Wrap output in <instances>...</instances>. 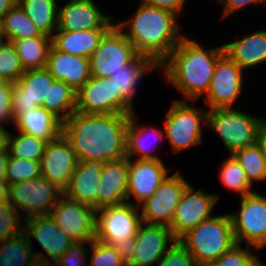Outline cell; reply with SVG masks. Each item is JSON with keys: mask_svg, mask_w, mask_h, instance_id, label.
<instances>
[{"mask_svg": "<svg viewBox=\"0 0 266 266\" xmlns=\"http://www.w3.org/2000/svg\"><path fill=\"white\" fill-rule=\"evenodd\" d=\"M174 99L163 121L165 139L173 153L194 148L203 142L202 127L207 126L208 110Z\"/></svg>", "mask_w": 266, "mask_h": 266, "instance_id": "5b68a950", "label": "cell"}, {"mask_svg": "<svg viewBox=\"0 0 266 266\" xmlns=\"http://www.w3.org/2000/svg\"><path fill=\"white\" fill-rule=\"evenodd\" d=\"M78 160L70 143L61 134L47 142L40 160L41 176L62 192L66 189Z\"/></svg>", "mask_w": 266, "mask_h": 266, "instance_id": "d6986e66", "label": "cell"}, {"mask_svg": "<svg viewBox=\"0 0 266 266\" xmlns=\"http://www.w3.org/2000/svg\"><path fill=\"white\" fill-rule=\"evenodd\" d=\"M103 163L98 160L78 161L63 194L97 210V191Z\"/></svg>", "mask_w": 266, "mask_h": 266, "instance_id": "cb8c5ba5", "label": "cell"}, {"mask_svg": "<svg viewBox=\"0 0 266 266\" xmlns=\"http://www.w3.org/2000/svg\"><path fill=\"white\" fill-rule=\"evenodd\" d=\"M110 245L119 253L126 264H128L132 260L135 252L134 238L115 240Z\"/></svg>", "mask_w": 266, "mask_h": 266, "instance_id": "c3c4849f", "label": "cell"}, {"mask_svg": "<svg viewBox=\"0 0 266 266\" xmlns=\"http://www.w3.org/2000/svg\"><path fill=\"white\" fill-rule=\"evenodd\" d=\"M15 131L53 141L62 133V121L52 112L39 106L26 110L14 121Z\"/></svg>", "mask_w": 266, "mask_h": 266, "instance_id": "83f0119b", "label": "cell"}, {"mask_svg": "<svg viewBox=\"0 0 266 266\" xmlns=\"http://www.w3.org/2000/svg\"><path fill=\"white\" fill-rule=\"evenodd\" d=\"M140 3L173 12L179 17L186 0H139Z\"/></svg>", "mask_w": 266, "mask_h": 266, "instance_id": "7dc6e473", "label": "cell"}, {"mask_svg": "<svg viewBox=\"0 0 266 266\" xmlns=\"http://www.w3.org/2000/svg\"><path fill=\"white\" fill-rule=\"evenodd\" d=\"M9 183L7 181H0V202L8 201Z\"/></svg>", "mask_w": 266, "mask_h": 266, "instance_id": "db71d44e", "label": "cell"}, {"mask_svg": "<svg viewBox=\"0 0 266 266\" xmlns=\"http://www.w3.org/2000/svg\"><path fill=\"white\" fill-rule=\"evenodd\" d=\"M232 155L245 171L247 180L252 187L255 182L266 181V159L257 143L236 150Z\"/></svg>", "mask_w": 266, "mask_h": 266, "instance_id": "e575fe53", "label": "cell"}, {"mask_svg": "<svg viewBox=\"0 0 266 266\" xmlns=\"http://www.w3.org/2000/svg\"><path fill=\"white\" fill-rule=\"evenodd\" d=\"M17 136L10 132L8 138V156L40 161L44 154L47 141L35 136H31L17 131Z\"/></svg>", "mask_w": 266, "mask_h": 266, "instance_id": "d590c367", "label": "cell"}, {"mask_svg": "<svg viewBox=\"0 0 266 266\" xmlns=\"http://www.w3.org/2000/svg\"><path fill=\"white\" fill-rule=\"evenodd\" d=\"M190 184L181 171L167 175L154 194L138 205L142 221L169 227L176 207Z\"/></svg>", "mask_w": 266, "mask_h": 266, "instance_id": "9c48e42d", "label": "cell"}, {"mask_svg": "<svg viewBox=\"0 0 266 266\" xmlns=\"http://www.w3.org/2000/svg\"><path fill=\"white\" fill-rule=\"evenodd\" d=\"M108 30H56L51 37V46L61 52L89 58L98 48Z\"/></svg>", "mask_w": 266, "mask_h": 266, "instance_id": "f1b7e54d", "label": "cell"}, {"mask_svg": "<svg viewBox=\"0 0 266 266\" xmlns=\"http://www.w3.org/2000/svg\"><path fill=\"white\" fill-rule=\"evenodd\" d=\"M13 83L9 82L6 78L0 75V88H12Z\"/></svg>", "mask_w": 266, "mask_h": 266, "instance_id": "11a10c76", "label": "cell"}, {"mask_svg": "<svg viewBox=\"0 0 266 266\" xmlns=\"http://www.w3.org/2000/svg\"><path fill=\"white\" fill-rule=\"evenodd\" d=\"M216 1V0H215ZM223 9V18L233 15L247 5H257L260 3H266V0H217Z\"/></svg>", "mask_w": 266, "mask_h": 266, "instance_id": "bcb514c9", "label": "cell"}, {"mask_svg": "<svg viewBox=\"0 0 266 266\" xmlns=\"http://www.w3.org/2000/svg\"><path fill=\"white\" fill-rule=\"evenodd\" d=\"M178 16L168 10L139 3L130 19L115 24L133 44L135 51L151 58L158 66L186 35ZM182 33V34H181Z\"/></svg>", "mask_w": 266, "mask_h": 266, "instance_id": "3957f363", "label": "cell"}, {"mask_svg": "<svg viewBox=\"0 0 266 266\" xmlns=\"http://www.w3.org/2000/svg\"><path fill=\"white\" fill-rule=\"evenodd\" d=\"M255 266H266L265 264L263 265V262L262 260H259Z\"/></svg>", "mask_w": 266, "mask_h": 266, "instance_id": "680465c9", "label": "cell"}, {"mask_svg": "<svg viewBox=\"0 0 266 266\" xmlns=\"http://www.w3.org/2000/svg\"><path fill=\"white\" fill-rule=\"evenodd\" d=\"M239 211L229 213L237 244L266 247V195L254 191L240 197Z\"/></svg>", "mask_w": 266, "mask_h": 266, "instance_id": "52a82bcc", "label": "cell"}, {"mask_svg": "<svg viewBox=\"0 0 266 266\" xmlns=\"http://www.w3.org/2000/svg\"><path fill=\"white\" fill-rule=\"evenodd\" d=\"M134 239L135 252L127 266H153L156 263L158 265L163 255L177 241L169 227L144 222Z\"/></svg>", "mask_w": 266, "mask_h": 266, "instance_id": "44dd1931", "label": "cell"}, {"mask_svg": "<svg viewBox=\"0 0 266 266\" xmlns=\"http://www.w3.org/2000/svg\"><path fill=\"white\" fill-rule=\"evenodd\" d=\"M261 117L235 108L209 109L207 126L213 129L229 154L257 143Z\"/></svg>", "mask_w": 266, "mask_h": 266, "instance_id": "8992f818", "label": "cell"}, {"mask_svg": "<svg viewBox=\"0 0 266 266\" xmlns=\"http://www.w3.org/2000/svg\"><path fill=\"white\" fill-rule=\"evenodd\" d=\"M41 107L63 122L76 111V91L65 82L54 80L49 86L48 103H42Z\"/></svg>", "mask_w": 266, "mask_h": 266, "instance_id": "d6a6232c", "label": "cell"}, {"mask_svg": "<svg viewBox=\"0 0 266 266\" xmlns=\"http://www.w3.org/2000/svg\"><path fill=\"white\" fill-rule=\"evenodd\" d=\"M257 144L260 146L264 158L266 159V119L263 117L258 126Z\"/></svg>", "mask_w": 266, "mask_h": 266, "instance_id": "681fc988", "label": "cell"}, {"mask_svg": "<svg viewBox=\"0 0 266 266\" xmlns=\"http://www.w3.org/2000/svg\"><path fill=\"white\" fill-rule=\"evenodd\" d=\"M159 69V66L146 56L137 54L128 64H125L120 70L109 76L116 86V92L120 97L134 110V99L137 85L141 78Z\"/></svg>", "mask_w": 266, "mask_h": 266, "instance_id": "4316f807", "label": "cell"}, {"mask_svg": "<svg viewBox=\"0 0 266 266\" xmlns=\"http://www.w3.org/2000/svg\"><path fill=\"white\" fill-rule=\"evenodd\" d=\"M157 266H198L189 252L178 242L167 250Z\"/></svg>", "mask_w": 266, "mask_h": 266, "instance_id": "ee69618b", "label": "cell"}, {"mask_svg": "<svg viewBox=\"0 0 266 266\" xmlns=\"http://www.w3.org/2000/svg\"><path fill=\"white\" fill-rule=\"evenodd\" d=\"M89 247L90 250L87 253H90L91 258L88 266H127L119 253L111 245L94 239L89 244Z\"/></svg>", "mask_w": 266, "mask_h": 266, "instance_id": "b9f144b4", "label": "cell"}, {"mask_svg": "<svg viewBox=\"0 0 266 266\" xmlns=\"http://www.w3.org/2000/svg\"><path fill=\"white\" fill-rule=\"evenodd\" d=\"M198 266L213 264L236 243L228 213L214 215L177 240Z\"/></svg>", "mask_w": 266, "mask_h": 266, "instance_id": "277c9868", "label": "cell"}, {"mask_svg": "<svg viewBox=\"0 0 266 266\" xmlns=\"http://www.w3.org/2000/svg\"><path fill=\"white\" fill-rule=\"evenodd\" d=\"M40 176V161L8 157L6 164V181L9 185Z\"/></svg>", "mask_w": 266, "mask_h": 266, "instance_id": "f35d334b", "label": "cell"}, {"mask_svg": "<svg viewBox=\"0 0 266 266\" xmlns=\"http://www.w3.org/2000/svg\"><path fill=\"white\" fill-rule=\"evenodd\" d=\"M59 0H17L37 29L52 37L58 27ZM58 3V4H57Z\"/></svg>", "mask_w": 266, "mask_h": 266, "instance_id": "f546056e", "label": "cell"}, {"mask_svg": "<svg viewBox=\"0 0 266 266\" xmlns=\"http://www.w3.org/2000/svg\"><path fill=\"white\" fill-rule=\"evenodd\" d=\"M10 131L4 126H0V152L7 151Z\"/></svg>", "mask_w": 266, "mask_h": 266, "instance_id": "f907efd6", "label": "cell"}, {"mask_svg": "<svg viewBox=\"0 0 266 266\" xmlns=\"http://www.w3.org/2000/svg\"><path fill=\"white\" fill-rule=\"evenodd\" d=\"M204 191L201 188L196 190L191 184L185 189L169 226L176 240L212 217V209L216 206L220 195Z\"/></svg>", "mask_w": 266, "mask_h": 266, "instance_id": "5bb4252c", "label": "cell"}, {"mask_svg": "<svg viewBox=\"0 0 266 266\" xmlns=\"http://www.w3.org/2000/svg\"><path fill=\"white\" fill-rule=\"evenodd\" d=\"M194 38L184 36L170 55L159 65L164 78L179 94L181 101L199 100L210 89L217 60L225 53L224 46L203 47Z\"/></svg>", "mask_w": 266, "mask_h": 266, "instance_id": "7a4b0ae2", "label": "cell"}, {"mask_svg": "<svg viewBox=\"0 0 266 266\" xmlns=\"http://www.w3.org/2000/svg\"><path fill=\"white\" fill-rule=\"evenodd\" d=\"M8 157V150L0 152V181H6V164Z\"/></svg>", "mask_w": 266, "mask_h": 266, "instance_id": "816d5d0a", "label": "cell"}, {"mask_svg": "<svg viewBox=\"0 0 266 266\" xmlns=\"http://www.w3.org/2000/svg\"><path fill=\"white\" fill-rule=\"evenodd\" d=\"M162 159H128V192L127 202L132 203L135 197L137 206L150 198L161 182L169 175ZM132 196V197H131Z\"/></svg>", "mask_w": 266, "mask_h": 266, "instance_id": "ffe728a7", "label": "cell"}, {"mask_svg": "<svg viewBox=\"0 0 266 266\" xmlns=\"http://www.w3.org/2000/svg\"><path fill=\"white\" fill-rule=\"evenodd\" d=\"M25 70L11 41L0 42V75L11 83H17Z\"/></svg>", "mask_w": 266, "mask_h": 266, "instance_id": "74e56055", "label": "cell"}, {"mask_svg": "<svg viewBox=\"0 0 266 266\" xmlns=\"http://www.w3.org/2000/svg\"><path fill=\"white\" fill-rule=\"evenodd\" d=\"M228 57L244 71L266 62V29L223 44Z\"/></svg>", "mask_w": 266, "mask_h": 266, "instance_id": "d4e9b609", "label": "cell"}, {"mask_svg": "<svg viewBox=\"0 0 266 266\" xmlns=\"http://www.w3.org/2000/svg\"><path fill=\"white\" fill-rule=\"evenodd\" d=\"M55 78L46 68L26 70L12 87V110L14 121L26 110L48 103L49 86Z\"/></svg>", "mask_w": 266, "mask_h": 266, "instance_id": "e0dca14e", "label": "cell"}, {"mask_svg": "<svg viewBox=\"0 0 266 266\" xmlns=\"http://www.w3.org/2000/svg\"><path fill=\"white\" fill-rule=\"evenodd\" d=\"M114 24V17L97 7L94 0H68L59 7L57 30H109Z\"/></svg>", "mask_w": 266, "mask_h": 266, "instance_id": "ac0fdd59", "label": "cell"}, {"mask_svg": "<svg viewBox=\"0 0 266 266\" xmlns=\"http://www.w3.org/2000/svg\"><path fill=\"white\" fill-rule=\"evenodd\" d=\"M49 215L74 242L95 239L96 210L93 206L62 194Z\"/></svg>", "mask_w": 266, "mask_h": 266, "instance_id": "4fadbf2b", "label": "cell"}, {"mask_svg": "<svg viewBox=\"0 0 266 266\" xmlns=\"http://www.w3.org/2000/svg\"><path fill=\"white\" fill-rule=\"evenodd\" d=\"M28 266H53V264L44 262V261L36 258Z\"/></svg>", "mask_w": 266, "mask_h": 266, "instance_id": "9f6ffc18", "label": "cell"}, {"mask_svg": "<svg viewBox=\"0 0 266 266\" xmlns=\"http://www.w3.org/2000/svg\"><path fill=\"white\" fill-rule=\"evenodd\" d=\"M143 223L139 208L124 202L96 210L95 239L111 244L115 240L135 238Z\"/></svg>", "mask_w": 266, "mask_h": 266, "instance_id": "8fae6325", "label": "cell"}, {"mask_svg": "<svg viewBox=\"0 0 266 266\" xmlns=\"http://www.w3.org/2000/svg\"><path fill=\"white\" fill-rule=\"evenodd\" d=\"M24 232L28 238L32 236L44 250L34 251L35 257L50 264H54L74 243L50 215L24 219Z\"/></svg>", "mask_w": 266, "mask_h": 266, "instance_id": "2e32d148", "label": "cell"}, {"mask_svg": "<svg viewBox=\"0 0 266 266\" xmlns=\"http://www.w3.org/2000/svg\"><path fill=\"white\" fill-rule=\"evenodd\" d=\"M11 42L15 46L25 71L46 67L51 37L37 36Z\"/></svg>", "mask_w": 266, "mask_h": 266, "instance_id": "4dcf8cb0", "label": "cell"}, {"mask_svg": "<svg viewBox=\"0 0 266 266\" xmlns=\"http://www.w3.org/2000/svg\"><path fill=\"white\" fill-rule=\"evenodd\" d=\"M138 53L123 31L114 24L89 57L91 77L108 78Z\"/></svg>", "mask_w": 266, "mask_h": 266, "instance_id": "30bf717a", "label": "cell"}, {"mask_svg": "<svg viewBox=\"0 0 266 266\" xmlns=\"http://www.w3.org/2000/svg\"><path fill=\"white\" fill-rule=\"evenodd\" d=\"M17 4V0H0V17L10 11Z\"/></svg>", "mask_w": 266, "mask_h": 266, "instance_id": "f5cc1de1", "label": "cell"}, {"mask_svg": "<svg viewBox=\"0 0 266 266\" xmlns=\"http://www.w3.org/2000/svg\"><path fill=\"white\" fill-rule=\"evenodd\" d=\"M91 241L74 242L66 253H64L53 266H88L86 245Z\"/></svg>", "mask_w": 266, "mask_h": 266, "instance_id": "7bdbcfd3", "label": "cell"}, {"mask_svg": "<svg viewBox=\"0 0 266 266\" xmlns=\"http://www.w3.org/2000/svg\"><path fill=\"white\" fill-rule=\"evenodd\" d=\"M2 25L4 38L8 41L46 36L36 28L31 19L18 4L5 14L2 18Z\"/></svg>", "mask_w": 266, "mask_h": 266, "instance_id": "836d02e7", "label": "cell"}, {"mask_svg": "<svg viewBox=\"0 0 266 266\" xmlns=\"http://www.w3.org/2000/svg\"><path fill=\"white\" fill-rule=\"evenodd\" d=\"M243 73L226 53L216 62L210 89L203 99L208 109L235 108L233 106L243 93Z\"/></svg>", "mask_w": 266, "mask_h": 266, "instance_id": "9a60e30c", "label": "cell"}, {"mask_svg": "<svg viewBox=\"0 0 266 266\" xmlns=\"http://www.w3.org/2000/svg\"><path fill=\"white\" fill-rule=\"evenodd\" d=\"M219 167V180L224 187L239 193V197H243L255 191L249 184L245 171L232 154H229V157L224 159Z\"/></svg>", "mask_w": 266, "mask_h": 266, "instance_id": "8d00e7d4", "label": "cell"}, {"mask_svg": "<svg viewBox=\"0 0 266 266\" xmlns=\"http://www.w3.org/2000/svg\"><path fill=\"white\" fill-rule=\"evenodd\" d=\"M244 247V248H243ZM251 246L235 244L230 250L222 254L212 266H255L260 260Z\"/></svg>", "mask_w": 266, "mask_h": 266, "instance_id": "ab89813d", "label": "cell"}, {"mask_svg": "<svg viewBox=\"0 0 266 266\" xmlns=\"http://www.w3.org/2000/svg\"><path fill=\"white\" fill-rule=\"evenodd\" d=\"M22 214L9 201L0 202V241L24 232ZM21 222V223H20Z\"/></svg>", "mask_w": 266, "mask_h": 266, "instance_id": "60d3db41", "label": "cell"}, {"mask_svg": "<svg viewBox=\"0 0 266 266\" xmlns=\"http://www.w3.org/2000/svg\"><path fill=\"white\" fill-rule=\"evenodd\" d=\"M32 243L25 232L0 241V266H28L36 259Z\"/></svg>", "mask_w": 266, "mask_h": 266, "instance_id": "1f68e13d", "label": "cell"}, {"mask_svg": "<svg viewBox=\"0 0 266 266\" xmlns=\"http://www.w3.org/2000/svg\"><path fill=\"white\" fill-rule=\"evenodd\" d=\"M55 80L63 81L76 92L91 78L89 58L49 49L45 67Z\"/></svg>", "mask_w": 266, "mask_h": 266, "instance_id": "603a6c76", "label": "cell"}, {"mask_svg": "<svg viewBox=\"0 0 266 266\" xmlns=\"http://www.w3.org/2000/svg\"><path fill=\"white\" fill-rule=\"evenodd\" d=\"M130 114H85L75 111L62 122V135L78 161L102 163L126 157V133Z\"/></svg>", "mask_w": 266, "mask_h": 266, "instance_id": "6da1fadb", "label": "cell"}, {"mask_svg": "<svg viewBox=\"0 0 266 266\" xmlns=\"http://www.w3.org/2000/svg\"><path fill=\"white\" fill-rule=\"evenodd\" d=\"M63 192L43 176L9 185L8 201L23 219L49 215Z\"/></svg>", "mask_w": 266, "mask_h": 266, "instance_id": "ba28073f", "label": "cell"}, {"mask_svg": "<svg viewBox=\"0 0 266 266\" xmlns=\"http://www.w3.org/2000/svg\"><path fill=\"white\" fill-rule=\"evenodd\" d=\"M14 124L12 110V88H0V126Z\"/></svg>", "mask_w": 266, "mask_h": 266, "instance_id": "f6af8a7d", "label": "cell"}, {"mask_svg": "<svg viewBox=\"0 0 266 266\" xmlns=\"http://www.w3.org/2000/svg\"><path fill=\"white\" fill-rule=\"evenodd\" d=\"M97 191V210L127 202L128 158L103 163Z\"/></svg>", "mask_w": 266, "mask_h": 266, "instance_id": "7402d4cb", "label": "cell"}, {"mask_svg": "<svg viewBox=\"0 0 266 266\" xmlns=\"http://www.w3.org/2000/svg\"><path fill=\"white\" fill-rule=\"evenodd\" d=\"M76 111L85 114H132L135 112L116 92V86L109 77H91L76 92Z\"/></svg>", "mask_w": 266, "mask_h": 266, "instance_id": "7c38bea8", "label": "cell"}, {"mask_svg": "<svg viewBox=\"0 0 266 266\" xmlns=\"http://www.w3.org/2000/svg\"><path fill=\"white\" fill-rule=\"evenodd\" d=\"M5 40L3 33L2 17H0V42Z\"/></svg>", "mask_w": 266, "mask_h": 266, "instance_id": "6f0895ef", "label": "cell"}, {"mask_svg": "<svg viewBox=\"0 0 266 266\" xmlns=\"http://www.w3.org/2000/svg\"><path fill=\"white\" fill-rule=\"evenodd\" d=\"M164 138V131H162L160 128L154 129L151 126L146 127L141 126L140 123L138 124L136 114L134 112L130 114V119L127 126L126 157L128 159H132L136 156V159H161L159 155L154 154L157 146V144L154 142H160L161 140L163 141Z\"/></svg>", "mask_w": 266, "mask_h": 266, "instance_id": "484cf974", "label": "cell"}]
</instances>
